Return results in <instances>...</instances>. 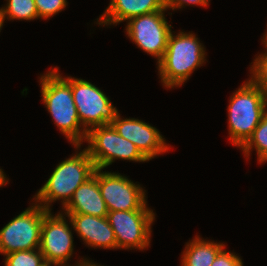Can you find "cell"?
I'll return each instance as SVG.
<instances>
[{
  "mask_svg": "<svg viewBox=\"0 0 267 266\" xmlns=\"http://www.w3.org/2000/svg\"><path fill=\"white\" fill-rule=\"evenodd\" d=\"M165 0H111L104 14L97 19L99 25H113L130 18L164 10Z\"/></svg>",
  "mask_w": 267,
  "mask_h": 266,
  "instance_id": "9a60e30c",
  "label": "cell"
},
{
  "mask_svg": "<svg viewBox=\"0 0 267 266\" xmlns=\"http://www.w3.org/2000/svg\"><path fill=\"white\" fill-rule=\"evenodd\" d=\"M3 21L38 19V11L34 0H7L5 7L0 8Z\"/></svg>",
  "mask_w": 267,
  "mask_h": 266,
  "instance_id": "ac0fdd59",
  "label": "cell"
},
{
  "mask_svg": "<svg viewBox=\"0 0 267 266\" xmlns=\"http://www.w3.org/2000/svg\"><path fill=\"white\" fill-rule=\"evenodd\" d=\"M229 101V138L234 146L241 148L252 136L267 109V93L249 79Z\"/></svg>",
  "mask_w": 267,
  "mask_h": 266,
  "instance_id": "277c9868",
  "label": "cell"
},
{
  "mask_svg": "<svg viewBox=\"0 0 267 266\" xmlns=\"http://www.w3.org/2000/svg\"><path fill=\"white\" fill-rule=\"evenodd\" d=\"M3 24H4V21H3V17H2V14H1V10H0V32H1V29L3 27Z\"/></svg>",
  "mask_w": 267,
  "mask_h": 266,
  "instance_id": "83f0119b",
  "label": "cell"
},
{
  "mask_svg": "<svg viewBox=\"0 0 267 266\" xmlns=\"http://www.w3.org/2000/svg\"><path fill=\"white\" fill-rule=\"evenodd\" d=\"M208 3L209 0H165L166 9H172L173 11L191 4L206 7Z\"/></svg>",
  "mask_w": 267,
  "mask_h": 266,
  "instance_id": "603a6c76",
  "label": "cell"
},
{
  "mask_svg": "<svg viewBox=\"0 0 267 266\" xmlns=\"http://www.w3.org/2000/svg\"><path fill=\"white\" fill-rule=\"evenodd\" d=\"M75 154L56 166L33 198L45 210L51 211L50 203L61 199L62 208L65 207L74 191L94 174L96 167L86 149Z\"/></svg>",
  "mask_w": 267,
  "mask_h": 266,
  "instance_id": "3957f363",
  "label": "cell"
},
{
  "mask_svg": "<svg viewBox=\"0 0 267 266\" xmlns=\"http://www.w3.org/2000/svg\"><path fill=\"white\" fill-rule=\"evenodd\" d=\"M34 204L0 230V254L39 249L43 218L48 211Z\"/></svg>",
  "mask_w": 267,
  "mask_h": 266,
  "instance_id": "52a82bcc",
  "label": "cell"
},
{
  "mask_svg": "<svg viewBox=\"0 0 267 266\" xmlns=\"http://www.w3.org/2000/svg\"><path fill=\"white\" fill-rule=\"evenodd\" d=\"M88 147L85 148L96 168L104 169L115 159L147 162L137 147L120 136L111 124L98 126L87 132Z\"/></svg>",
  "mask_w": 267,
  "mask_h": 266,
  "instance_id": "5b68a950",
  "label": "cell"
},
{
  "mask_svg": "<svg viewBox=\"0 0 267 266\" xmlns=\"http://www.w3.org/2000/svg\"><path fill=\"white\" fill-rule=\"evenodd\" d=\"M65 218L62 212L54 216L51 211H48L44 215L39 247L45 261L54 262L60 266H70L67 261L74 253L71 231L73 228H69Z\"/></svg>",
  "mask_w": 267,
  "mask_h": 266,
  "instance_id": "8fae6325",
  "label": "cell"
},
{
  "mask_svg": "<svg viewBox=\"0 0 267 266\" xmlns=\"http://www.w3.org/2000/svg\"><path fill=\"white\" fill-rule=\"evenodd\" d=\"M39 18L48 19L67 6V0H34Z\"/></svg>",
  "mask_w": 267,
  "mask_h": 266,
  "instance_id": "44dd1931",
  "label": "cell"
},
{
  "mask_svg": "<svg viewBox=\"0 0 267 266\" xmlns=\"http://www.w3.org/2000/svg\"><path fill=\"white\" fill-rule=\"evenodd\" d=\"M45 261L40 249L15 251L5 255V266H40Z\"/></svg>",
  "mask_w": 267,
  "mask_h": 266,
  "instance_id": "d6986e66",
  "label": "cell"
},
{
  "mask_svg": "<svg viewBox=\"0 0 267 266\" xmlns=\"http://www.w3.org/2000/svg\"><path fill=\"white\" fill-rule=\"evenodd\" d=\"M69 224L88 247L117 249L114 231L107 217L86 214H65Z\"/></svg>",
  "mask_w": 267,
  "mask_h": 266,
  "instance_id": "4fadbf2b",
  "label": "cell"
},
{
  "mask_svg": "<svg viewBox=\"0 0 267 266\" xmlns=\"http://www.w3.org/2000/svg\"><path fill=\"white\" fill-rule=\"evenodd\" d=\"M165 11H155L149 14L135 16L127 21L126 34L138 48L156 57L157 63L163 58L172 32L167 23Z\"/></svg>",
  "mask_w": 267,
  "mask_h": 266,
  "instance_id": "9c48e42d",
  "label": "cell"
},
{
  "mask_svg": "<svg viewBox=\"0 0 267 266\" xmlns=\"http://www.w3.org/2000/svg\"><path fill=\"white\" fill-rule=\"evenodd\" d=\"M40 84L43 103L55 125L78 150L86 139L87 131L79 120L73 100L71 77H62L55 67L41 76Z\"/></svg>",
  "mask_w": 267,
  "mask_h": 266,
  "instance_id": "6da1fadb",
  "label": "cell"
},
{
  "mask_svg": "<svg viewBox=\"0 0 267 266\" xmlns=\"http://www.w3.org/2000/svg\"><path fill=\"white\" fill-rule=\"evenodd\" d=\"M225 247L223 243H216L195 236L186 244L182 253L181 266H211L218 253Z\"/></svg>",
  "mask_w": 267,
  "mask_h": 266,
  "instance_id": "2e32d148",
  "label": "cell"
},
{
  "mask_svg": "<svg viewBox=\"0 0 267 266\" xmlns=\"http://www.w3.org/2000/svg\"><path fill=\"white\" fill-rule=\"evenodd\" d=\"M77 263H78V264H77ZM77 263L75 264V266H101V265H99L98 263L96 264V263H94V262H92V261L87 260L86 258L83 259V260H80V261L77 262Z\"/></svg>",
  "mask_w": 267,
  "mask_h": 266,
  "instance_id": "cb8c5ba5",
  "label": "cell"
},
{
  "mask_svg": "<svg viewBox=\"0 0 267 266\" xmlns=\"http://www.w3.org/2000/svg\"><path fill=\"white\" fill-rule=\"evenodd\" d=\"M62 209L65 214L107 217L108 210L98 186L97 168L94 174L74 191L72 198Z\"/></svg>",
  "mask_w": 267,
  "mask_h": 266,
  "instance_id": "5bb4252c",
  "label": "cell"
},
{
  "mask_svg": "<svg viewBox=\"0 0 267 266\" xmlns=\"http://www.w3.org/2000/svg\"><path fill=\"white\" fill-rule=\"evenodd\" d=\"M97 181L108 211L150 210L146 191L120 173L97 168Z\"/></svg>",
  "mask_w": 267,
  "mask_h": 266,
  "instance_id": "30bf717a",
  "label": "cell"
},
{
  "mask_svg": "<svg viewBox=\"0 0 267 266\" xmlns=\"http://www.w3.org/2000/svg\"><path fill=\"white\" fill-rule=\"evenodd\" d=\"M111 125L120 136L132 142L148 161L170 149L158 129L142 120L123 119L118 113Z\"/></svg>",
  "mask_w": 267,
  "mask_h": 266,
  "instance_id": "7c38bea8",
  "label": "cell"
},
{
  "mask_svg": "<svg viewBox=\"0 0 267 266\" xmlns=\"http://www.w3.org/2000/svg\"><path fill=\"white\" fill-rule=\"evenodd\" d=\"M211 266H243V262L236 253L227 252L224 247L218 253Z\"/></svg>",
  "mask_w": 267,
  "mask_h": 266,
  "instance_id": "7402d4cb",
  "label": "cell"
},
{
  "mask_svg": "<svg viewBox=\"0 0 267 266\" xmlns=\"http://www.w3.org/2000/svg\"><path fill=\"white\" fill-rule=\"evenodd\" d=\"M153 210L108 211L117 249L145 250L150 245L151 225L155 220Z\"/></svg>",
  "mask_w": 267,
  "mask_h": 266,
  "instance_id": "ba28073f",
  "label": "cell"
},
{
  "mask_svg": "<svg viewBox=\"0 0 267 266\" xmlns=\"http://www.w3.org/2000/svg\"><path fill=\"white\" fill-rule=\"evenodd\" d=\"M194 33L172 32L163 58L157 63L161 82L166 88L180 87L195 69L205 64V48Z\"/></svg>",
  "mask_w": 267,
  "mask_h": 266,
  "instance_id": "7a4b0ae2",
  "label": "cell"
},
{
  "mask_svg": "<svg viewBox=\"0 0 267 266\" xmlns=\"http://www.w3.org/2000/svg\"><path fill=\"white\" fill-rule=\"evenodd\" d=\"M8 178H6V175L4 174V172L2 171V169H0V187H2L5 184H8Z\"/></svg>",
  "mask_w": 267,
  "mask_h": 266,
  "instance_id": "d4e9b609",
  "label": "cell"
},
{
  "mask_svg": "<svg viewBox=\"0 0 267 266\" xmlns=\"http://www.w3.org/2000/svg\"><path fill=\"white\" fill-rule=\"evenodd\" d=\"M265 53L259 54L255 57L253 65H251L249 78L254 84L262 87L267 93V48Z\"/></svg>",
  "mask_w": 267,
  "mask_h": 266,
  "instance_id": "ffe728a7",
  "label": "cell"
},
{
  "mask_svg": "<svg viewBox=\"0 0 267 266\" xmlns=\"http://www.w3.org/2000/svg\"><path fill=\"white\" fill-rule=\"evenodd\" d=\"M71 91L79 120L87 132L111 124L119 113L106 94L89 81L71 77Z\"/></svg>",
  "mask_w": 267,
  "mask_h": 266,
  "instance_id": "8992f818",
  "label": "cell"
},
{
  "mask_svg": "<svg viewBox=\"0 0 267 266\" xmlns=\"http://www.w3.org/2000/svg\"><path fill=\"white\" fill-rule=\"evenodd\" d=\"M265 36V37H264ZM263 41H262V44H264L265 45V48H267V32H266V34L265 35H263V39H262Z\"/></svg>",
  "mask_w": 267,
  "mask_h": 266,
  "instance_id": "4316f807",
  "label": "cell"
},
{
  "mask_svg": "<svg viewBox=\"0 0 267 266\" xmlns=\"http://www.w3.org/2000/svg\"><path fill=\"white\" fill-rule=\"evenodd\" d=\"M60 266L59 264L57 263H54V262H48V261H44L40 266Z\"/></svg>",
  "mask_w": 267,
  "mask_h": 266,
  "instance_id": "484cf974",
  "label": "cell"
},
{
  "mask_svg": "<svg viewBox=\"0 0 267 266\" xmlns=\"http://www.w3.org/2000/svg\"><path fill=\"white\" fill-rule=\"evenodd\" d=\"M252 148L256 149V153L258 155V162L266 163L267 161V109L264 112L260 123L254 129L252 136L241 147L246 158L250 155Z\"/></svg>",
  "mask_w": 267,
  "mask_h": 266,
  "instance_id": "e0dca14e",
  "label": "cell"
}]
</instances>
